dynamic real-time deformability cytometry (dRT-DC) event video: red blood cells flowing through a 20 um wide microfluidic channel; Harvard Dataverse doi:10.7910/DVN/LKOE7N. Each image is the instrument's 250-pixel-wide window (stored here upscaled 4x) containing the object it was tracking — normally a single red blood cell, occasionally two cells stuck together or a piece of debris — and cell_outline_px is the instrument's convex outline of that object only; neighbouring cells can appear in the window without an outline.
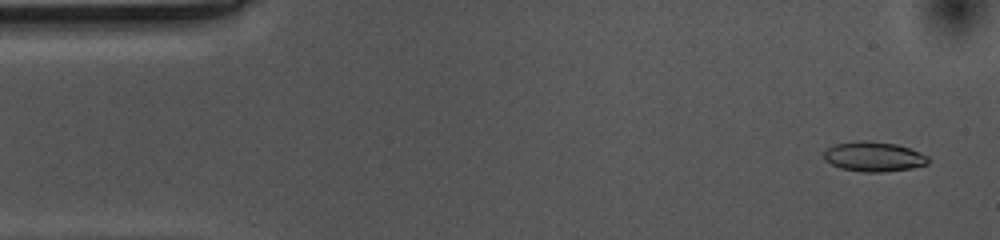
{"species": "common noctule bat (a hibernating species)", "species_latin": "Nyctalus noctula", "temperature_condition": "cold", "stored_images_in_passage": 55, "camera_frame_rate_fps": 3000, "um_per_image_px": 0.085, "animal": {"sex": "female", "body_mass_g": 10.0, "forearm_length_mm": 53.1}, "frame": {"image": 1, "passage_image": 3, "time_ms": 0.667, "image_size_px": [1000, 240], "cell_outline_px": [[928, 164], [912, 168], [884, 172], [864, 172], [840, 168], [824, 160], [824, 152], [828, 148], [836, 144], [860, 140], [896, 144], [920, 152], [928, 156]], "centroid_in_image_um": [74.27, 13.32], "position_along_channel_um": 10.7, "area_um2": 17.98}}
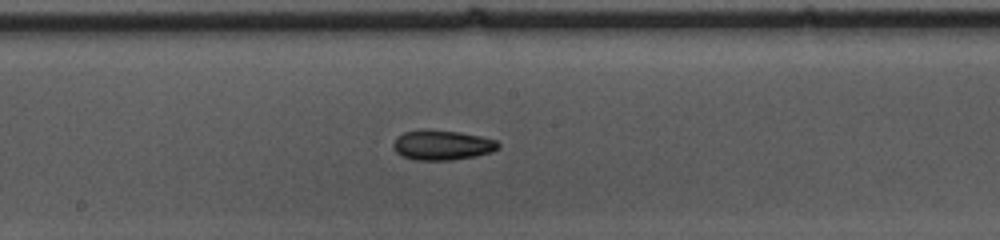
{"frame": {"image": 2, "passage_image": 28, "time_ms": 9.0, "image_size_px": [1000, 240], "cell_outline_px": [[500, 148], [492, 152], [476, 156], [452, 160], [416, 160], [400, 156], [392, 148], [392, 144], [396, 136], [404, 132], [420, 128], [424, 128], [460, 132], [480, 136], [496, 140], [500, 144]], "centroid_in_image_um": [37.54, 12.32], "position_along_channel_um": 210.7, "area_um2": 18.79}}
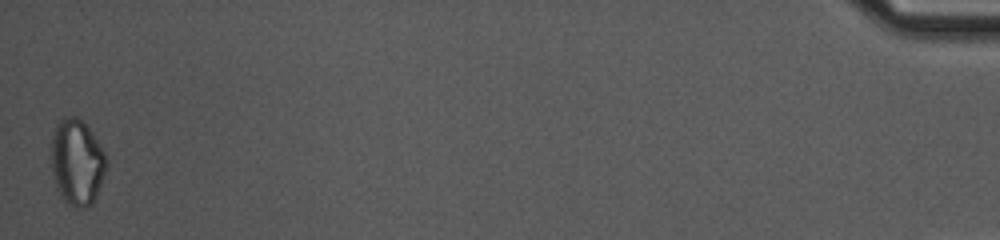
{"frame": {"image": 3, "passage_image": 55, "time_ms": 18.0, "image_size_px": [1000, 240], "cell_outline_px": [[108, 164], [96, 196], [92, 204], [84, 208], [76, 208], [64, 200], [56, 188], [52, 172], [52, 140], [56, 124], [64, 116], [76, 116], [92, 132], [104, 152]], "centroid_in_image_um": [6.55, 13.79], "position_along_channel_um": 428.7, "area_um2": 27.4}, "authors_computed_cell_mechanics": {"area_um2": 18.0336, "velocity_mm_per_s": 3.551, "shape_relaxation_time_tau1_ms": 6.043, "shape_relaxation_time_tau2_ms": 4.9872, "deformation_change_tau1": 0.1335, "deformation_change_tau2": 0.107}}